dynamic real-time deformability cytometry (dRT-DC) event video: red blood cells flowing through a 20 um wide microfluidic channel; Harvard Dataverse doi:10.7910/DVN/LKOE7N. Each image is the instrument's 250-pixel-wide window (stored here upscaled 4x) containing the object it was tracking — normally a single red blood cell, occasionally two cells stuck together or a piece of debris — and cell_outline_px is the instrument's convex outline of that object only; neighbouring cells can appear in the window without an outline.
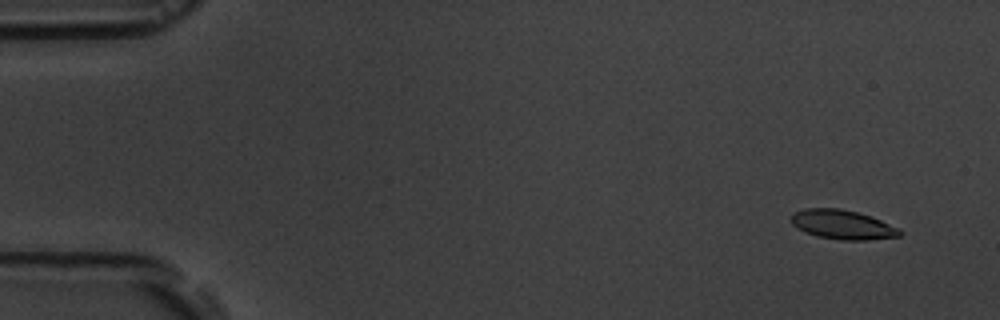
{"species": "common noctule bat (a hibernating species)", "species_latin": "Nyctalus noctula", "temperature_condition": "room temperature", "stored_images_in_passage": 5, "camera_frame_rate_fps": 3000, "um_per_image_px": 0.085, "animal": {"sex": "male", "body_mass_g": 19.5, "forearm_length_mm": 54.6}, "frame": {"image": 1, "passage_image": 1, "time_ms": 0.0, "image_size_px": [1000, 320], "cell_outline_px": [[904, 232], [900, 236], [868, 240], [840, 240], [816, 236], [804, 232], [796, 228], [792, 224], [792, 216], [796, 212], [804, 208], [840, 208], [872, 216], [900, 228]], "centroid_in_image_um": [71.65, 19.1], "position_along_channel_um": 13.4, "area_um2": 18.73}}
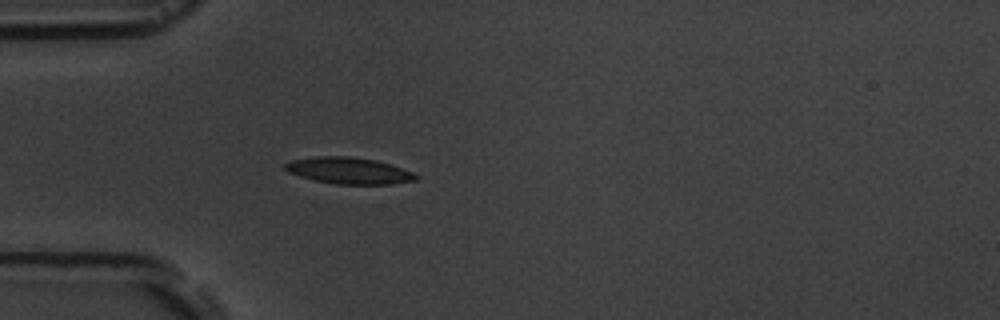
{"frame": {"image": 2, "passage_image": 5, "time_ms": 4.333, "image_size_px": [1000, 320], "cell_outline_px": [[420, 176], [416, 180], [392, 184], [336, 184], [312, 180], [288, 172], [284, 168], [284, 164], [292, 160], [320, 156], [348, 156], [376, 160], [392, 164], [412, 172]], "centroid_in_image_um": [29.67, 14.51], "position_along_channel_um": 55.3, "area_um2": 20.23}}